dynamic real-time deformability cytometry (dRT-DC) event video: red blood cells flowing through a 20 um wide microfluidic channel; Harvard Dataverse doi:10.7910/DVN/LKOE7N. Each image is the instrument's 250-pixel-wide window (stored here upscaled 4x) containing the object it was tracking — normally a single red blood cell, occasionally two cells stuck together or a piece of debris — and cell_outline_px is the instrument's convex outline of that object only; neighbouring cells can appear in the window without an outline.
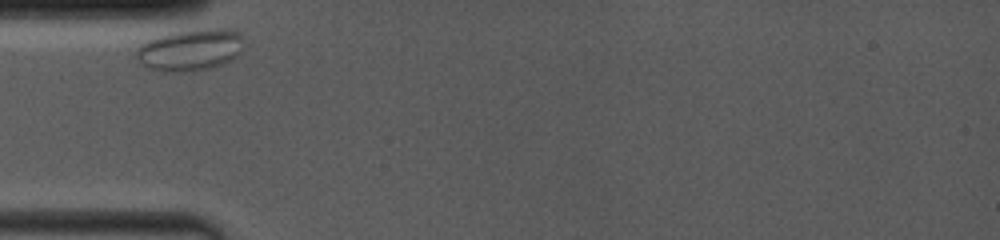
{"species": "common noctule bat (a hibernating species)", "species_latin": "Nyctalus noctula", "temperature_condition": "room temperature", "stored_images_in_passage": 7, "camera_frame_rate_fps": 4000, "um_per_image_px": 0.085, "animal": {"sex": "female", "body_mass_g": 19.0, "forearm_length_mm": 53.3}, "frame": {"image": 1, "passage_image": 1, "time_ms": 0.0, "image_size_px": [1000, 240], "cell_outline_px": [[244, 52], [232, 60], [224, 64], [212, 68], [196, 72], [164, 72], [148, 68], [140, 64], [136, 60], [136, 48], [144, 40], [156, 36], [172, 32], [212, 28], [224, 28], [236, 32], [244, 36]], "centroid_in_image_um": [16.18, 4.26], "position_along_channel_um": 68.8, "area_um2": 27.17}}
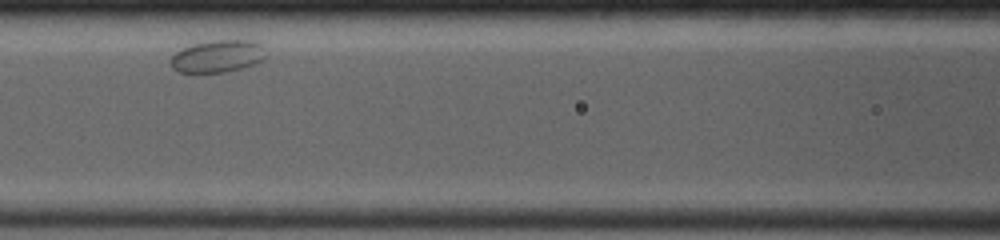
{"frame": {"image": 2, "passage_image": 4, "time_ms": 2.5, "image_size_px": [1000, 240], "cell_outline_px": [[264, 56], [260, 60], [252, 64], [240, 68], [224, 72], [176, 72], [172, 68], [172, 56], [176, 52], [192, 44], [208, 40], [256, 40], [260, 44]], "centroid_in_image_um": [18.45, 4.76], "position_along_channel_um": 148.1, "area_um2": 17.57}}
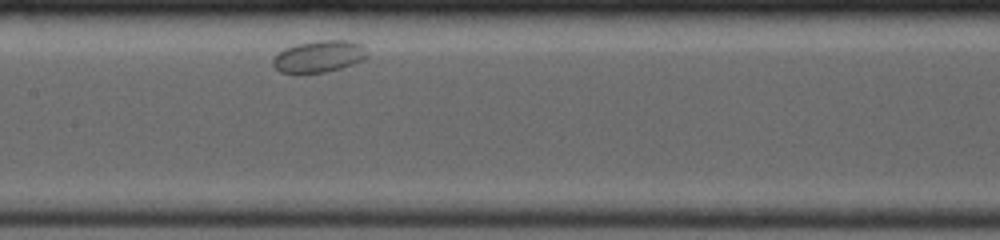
{"frame": {"image": 3, "passage_image": 6, "time_ms": 3.5, "image_size_px": [1000, 240], "cell_outline_px": [[368, 56], [364, 60], [340, 68], [324, 72], [280, 72], [272, 64], [272, 56], [284, 48], [296, 44], [316, 40], [352, 40], [364, 44], [368, 52]], "centroid_in_image_um": [27.15, 4.76], "position_along_channel_um": 180.3, "area_um2": 17.69}}